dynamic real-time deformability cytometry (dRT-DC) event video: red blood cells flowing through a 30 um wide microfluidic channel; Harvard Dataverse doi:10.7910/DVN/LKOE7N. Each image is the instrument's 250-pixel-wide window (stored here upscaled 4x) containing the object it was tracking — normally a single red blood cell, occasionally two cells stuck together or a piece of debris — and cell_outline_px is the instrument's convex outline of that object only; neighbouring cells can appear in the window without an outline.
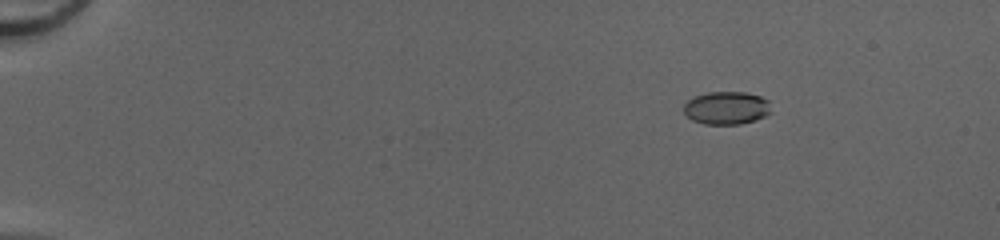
{"species": "common noctule bat (a hibernating species)", "species_latin": "Nyctalus noctula", "temperature_condition": "cold", "stored_images_in_passage": 52, "camera_frame_rate_fps": 3000, "um_per_image_px": 0.085, "animal": {"sex": "female", "body_mass_g": 20.0, "forearm_length_mm": 54.0}, "frame": {"image": 1, "passage_image": 9, "time_ms": 2.667, "image_size_px": [1000, 240], "cell_outline_px": [[772, 112], [756, 120], [740, 124], [704, 124], [692, 120], [684, 112], [684, 104], [688, 100], [696, 96], [708, 92], [748, 92], [760, 96], [768, 100]], "centroid_in_image_um": [61.78, 9.17], "position_along_channel_um": 23.2, "area_um2": 16.82}}
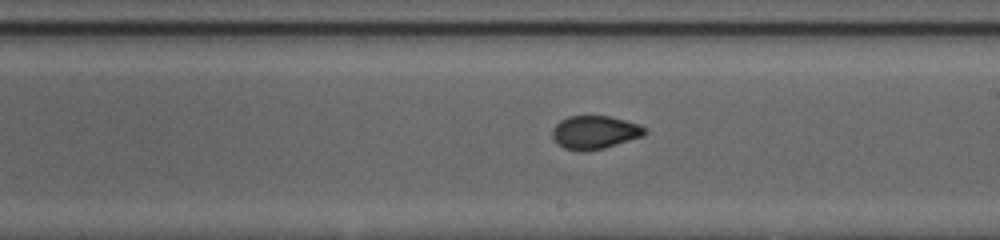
{"frame": {"image": 2, "passage_image": 33, "time_ms": 10.667, "image_size_px": [1000, 240], "cell_outline_px": [[648, 132], [644, 136], [604, 148], [584, 152], [580, 152], [564, 148], [552, 136], [552, 128], [560, 120], [568, 116], [608, 116], [640, 124], [648, 128]], "centroid_in_image_um": [50.59, 11.25], "position_along_channel_um": 238.4, "area_um2": 18.09}}
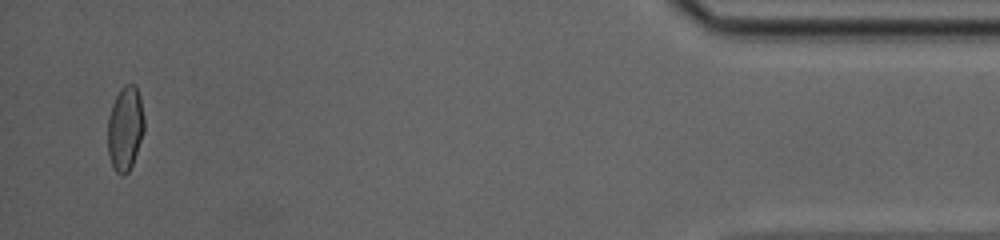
{"frame": {"image": 3, "passage_image": 51, "time_ms": 16.667, "image_size_px": [1000, 240], "cell_outline_px": [[144, 132], [132, 164], [128, 172], [124, 176], [120, 176], [112, 168], [108, 156], [108, 116], [112, 104], [120, 88], [124, 84], [136, 84], [140, 96], [144, 116]], "centroid_in_image_um": [10.63, 10.92], "position_along_channel_um": 424.6, "area_um2": 18.26}, "authors_computed_cell_mechanics": {"area_um2": 17.629, "velocity_mm_per_s": 4.2306, "shape_relaxation_time_tau1_ms": null, "shape_relaxation_time_tau2_ms": 0.7257, "deformation_change_tau1": null, "deformation_change_tau2": 0.0495}}